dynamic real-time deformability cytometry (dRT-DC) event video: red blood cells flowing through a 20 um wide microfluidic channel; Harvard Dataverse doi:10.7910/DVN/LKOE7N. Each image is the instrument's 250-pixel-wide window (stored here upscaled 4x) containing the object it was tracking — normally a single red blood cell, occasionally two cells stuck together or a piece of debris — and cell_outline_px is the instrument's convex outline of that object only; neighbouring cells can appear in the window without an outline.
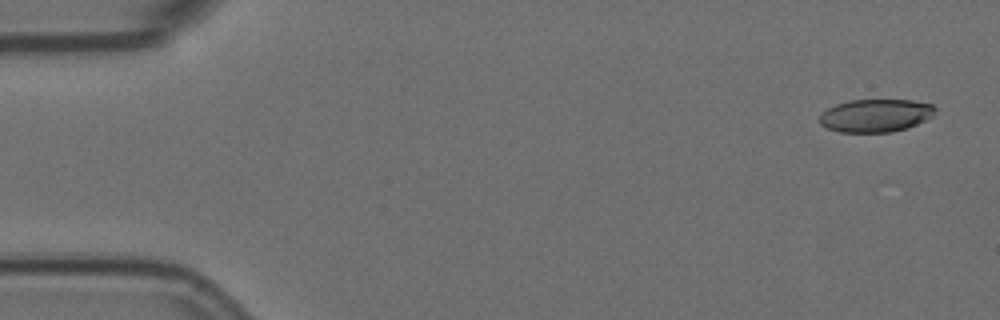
{"species": "Egyptian fruit bat (a non-hibernating species)", "species_latin": "Rousettus aegyptiacus", "temperature_condition": "room temperature", "stored_images_in_passage": 5, "camera_frame_rate_fps": 3000, "um_per_image_px": 0.085, "animal": {"sex": "female"}, "frame": {"image": 1, "passage_image": 1, "time_ms": 0.0, "image_size_px": [1000, 320], "cell_outline_px": [[936, 108], [932, 116], [908, 128], [892, 132], [840, 132], [828, 128], [820, 124], [820, 116], [828, 108], [836, 104], [848, 100], [912, 100], [932, 104]], "centroid_in_image_um": [74.43, 9.82], "position_along_channel_um": 10.6, "area_um2": 22.08}}
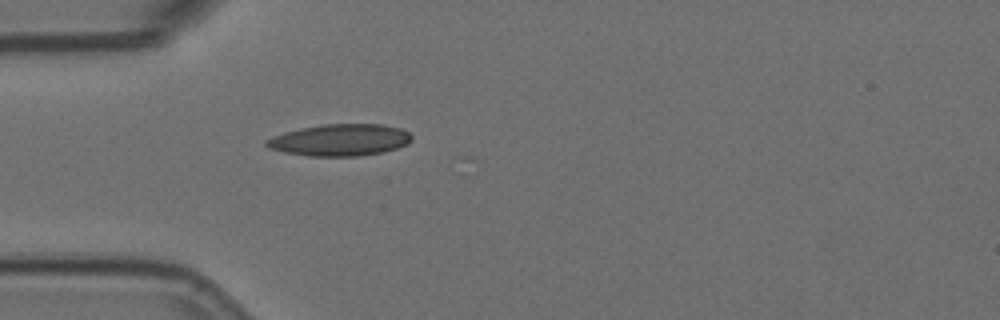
{"frame": {"image": 2, "passage_image": 5, "time_ms": 1.333, "image_size_px": [1000, 320], "cell_outline_px": [[412, 140], [408, 144], [384, 152], [356, 156], [308, 156], [284, 152], [268, 148], [264, 144], [264, 140], [272, 136], [284, 132], [300, 128], [324, 124], [384, 124], [400, 128], [408, 132], [412, 136]], "centroid_in_image_um": [28.88, 11.9], "position_along_channel_um": 56.1, "area_um2": 27.11}}